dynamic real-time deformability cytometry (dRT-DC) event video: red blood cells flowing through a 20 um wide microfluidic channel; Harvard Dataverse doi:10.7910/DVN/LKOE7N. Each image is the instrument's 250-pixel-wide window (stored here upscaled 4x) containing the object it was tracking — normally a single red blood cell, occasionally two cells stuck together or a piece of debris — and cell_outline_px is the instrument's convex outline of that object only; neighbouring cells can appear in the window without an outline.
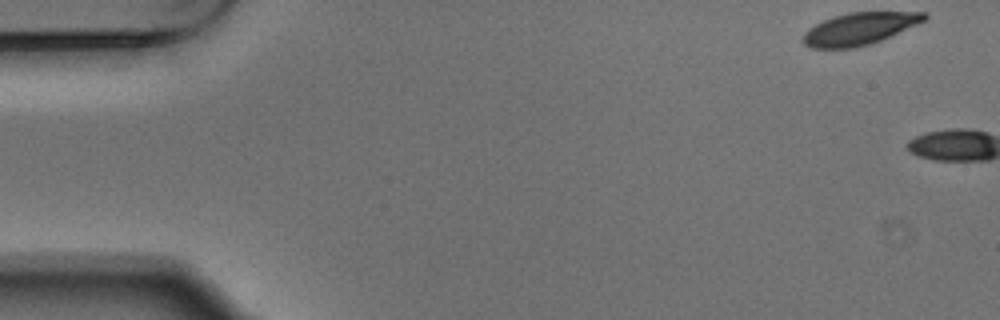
{"species": "Egyptian fruit bat (a non-hibernating species)", "species_latin": "Rousettus aegyptiacus", "temperature_condition": "warm", "stored_images_in_passage": 2, "camera_frame_rate_fps": 3000, "um_per_image_px": 0.085, "animal": {"sex": "male"}, "frame": {"image": 1, "passage_image": 1, "time_ms": 0.0, "image_size_px": [1000, 320], "cell_outline_px": [[928, 16], [924, 20], [916, 24], [880, 40], [868, 44], [852, 48], [812, 48], [804, 44], [800, 40], [804, 32], [808, 28], [824, 20], [848, 12], [928, 12]], "centroid_in_image_um": [73.0, 2.44], "position_along_channel_um": 12.0, "area_um2": 22.43}}